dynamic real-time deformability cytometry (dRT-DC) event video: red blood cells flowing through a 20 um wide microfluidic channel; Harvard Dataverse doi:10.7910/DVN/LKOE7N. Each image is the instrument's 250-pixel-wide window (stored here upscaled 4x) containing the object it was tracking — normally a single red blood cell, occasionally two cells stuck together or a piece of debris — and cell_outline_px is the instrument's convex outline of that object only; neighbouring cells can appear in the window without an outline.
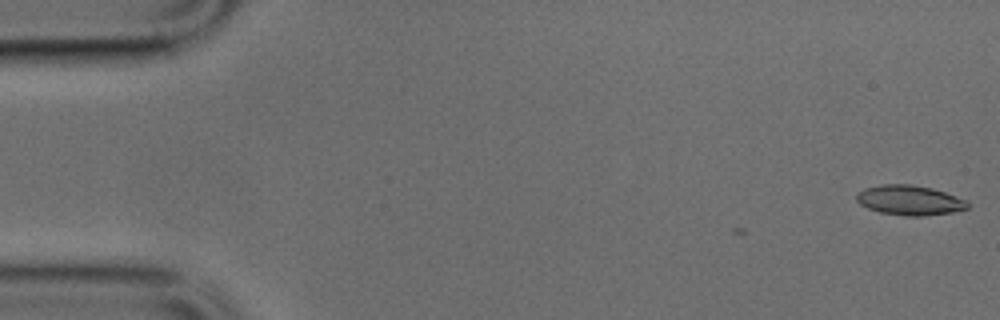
{"species": "common noctule bat (a hibernating species)", "species_latin": "Nyctalus noctula", "temperature_condition": "cold", "stored_images_in_passage": 7, "camera_frame_rate_fps": 3000, "um_per_image_px": 0.085, "animal": {"sex": "male", "body_mass_g": 17.9, "forearm_length_mm": 54.2}, "frame": {"image": 1, "passage_image": 1, "time_ms": 0.0, "image_size_px": [1000, 320], "cell_outline_px": [[968, 208], [952, 212], [924, 216], [908, 216], [880, 212], [868, 208], [860, 204], [856, 200], [856, 196], [864, 188], [884, 184], [908, 184], [932, 188], [968, 200]], "centroid_in_image_um": [77.33, 17.02], "position_along_channel_um": 7.7, "area_um2": 19.19}}